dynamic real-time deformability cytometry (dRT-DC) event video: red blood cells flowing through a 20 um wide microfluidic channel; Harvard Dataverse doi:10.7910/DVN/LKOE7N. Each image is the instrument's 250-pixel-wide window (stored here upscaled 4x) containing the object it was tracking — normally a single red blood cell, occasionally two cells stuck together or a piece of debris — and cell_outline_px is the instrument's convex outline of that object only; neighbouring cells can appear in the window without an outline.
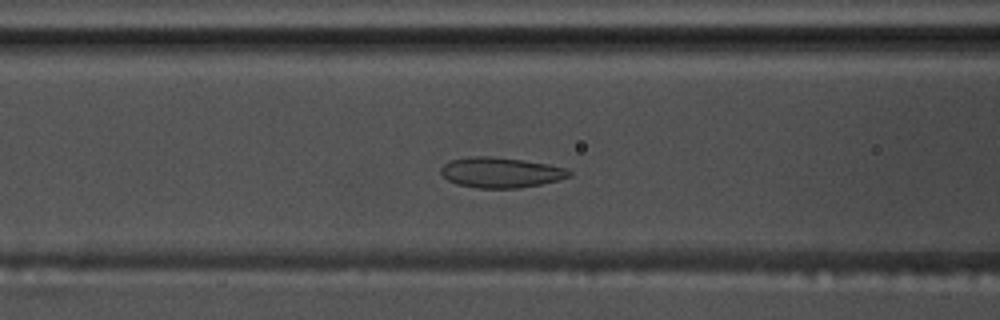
{"species": "common noctule bat (a hibernating species)", "species_latin": "Nyctalus noctula", "temperature_condition": "warm", "stored_images_in_passage": 49, "camera_frame_rate_fps": 3000, "um_per_image_px": 0.085, "animal": {"sex": "male", "body_mass_g": 17.5, "forearm_length_mm": 52.3}, "frame": {"image": 1, "passage_image": 15, "time_ms": 4.667, "image_size_px": [1000, 320], "cell_outline_px": [[572, 176], [540, 184], [520, 188], [476, 188], [456, 184], [448, 180], [440, 172], [440, 168], [444, 164], [452, 160], [472, 156], [488, 156], [524, 160], [548, 164], [568, 168], [572, 172]], "centroid_in_image_um": [42.58, 14.66], "position_along_channel_um": 124.0, "area_um2": 22.72}}
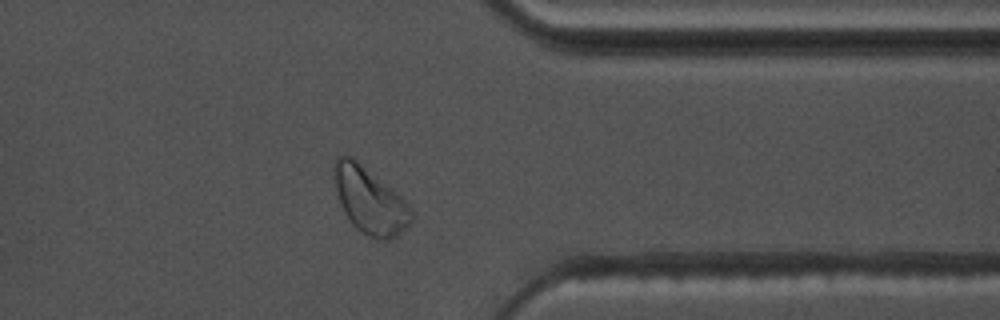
{"frame": {"image": 2, "passage_image": 37, "time_ms": 12.0, "image_size_px": [1000, 320], "cell_outline_px": [[412, 220], [396, 236], [388, 240], [376, 240], [356, 228], [352, 224], [344, 212], [336, 192], [332, 176], [332, 164], [344, 152], [352, 156], [392, 188], [408, 204], [412, 212]], "centroid_in_image_um": [31.37, 17.0], "position_along_channel_um": 380.0, "area_um2": 29.88}}
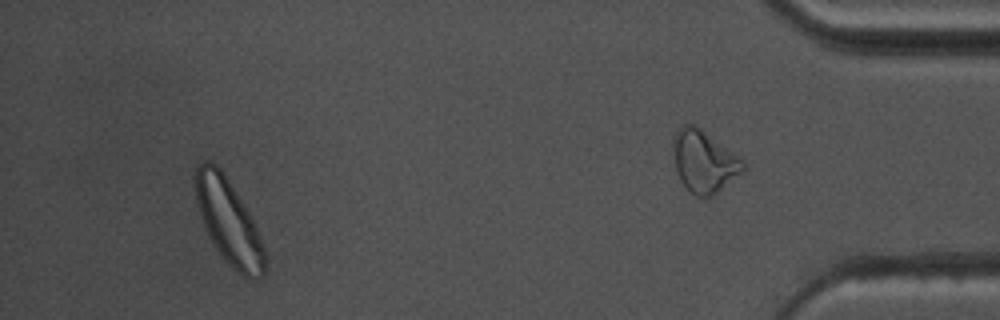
{"frame": {"image": 3, "passage_image": 45, "time_ms": 14.667, "image_size_px": [1000, 320], "cell_outline_px": [[268, 260], [264, 276], [260, 280], [248, 280], [232, 268], [220, 256], [204, 228], [196, 204], [196, 168], [204, 160], [208, 160], [216, 164], [220, 168], [244, 204], [256, 228], [264, 248]], "centroid_in_image_um": [19.46, 18.94], "position_along_channel_um": 415.7, "area_um2": 34.56}, "authors_computed_cell_mechanics": {"area_um2": 24.3338, "velocity_mm_per_s": 3.5992, "shape_relaxation_time_tau1_ms": 3.2333, "shape_relaxation_time_tau2_ms": 1.1753, "deformation_change_tau1": 0.0939, "deformation_change_tau2": 0.0522}}